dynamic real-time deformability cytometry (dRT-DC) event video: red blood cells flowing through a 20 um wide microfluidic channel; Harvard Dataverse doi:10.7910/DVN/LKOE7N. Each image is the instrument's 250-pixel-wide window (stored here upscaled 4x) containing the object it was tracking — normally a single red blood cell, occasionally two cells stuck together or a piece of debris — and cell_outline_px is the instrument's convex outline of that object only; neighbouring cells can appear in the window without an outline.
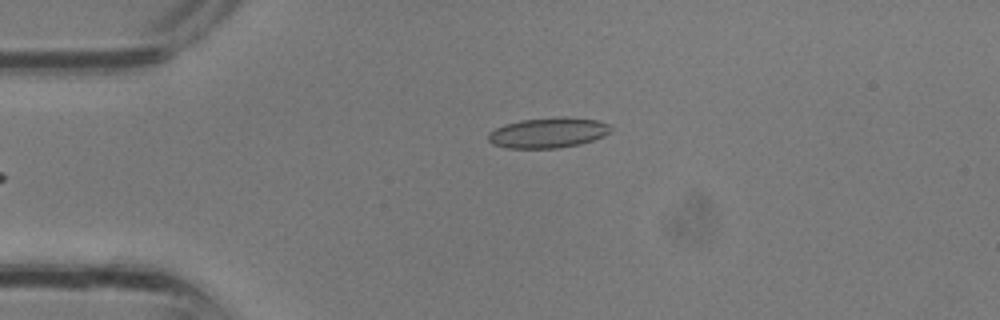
{"species": "common noctule bat (a hibernating species)", "species_latin": "Nyctalus noctula", "temperature_condition": "room temperature", "stored_images_in_passage": 3, "camera_frame_rate_fps": 3000, "um_per_image_px": 0.085, "animal": {"sex": "male", "body_mass_g": 13.3}, "frame": {"image": 1, "passage_image": 2, "time_ms": 0.333, "image_size_px": [1000, 320], "cell_outline_px": [[612, 128], [604, 136], [580, 144], [560, 148], [504, 148], [492, 144], [488, 140], [488, 132], [504, 124], [520, 120], [560, 116], [564, 116], [596, 120], [608, 124]], "centroid_in_image_um": [46.55, 11.28], "position_along_channel_um": 38.4, "area_um2": 21.79}}
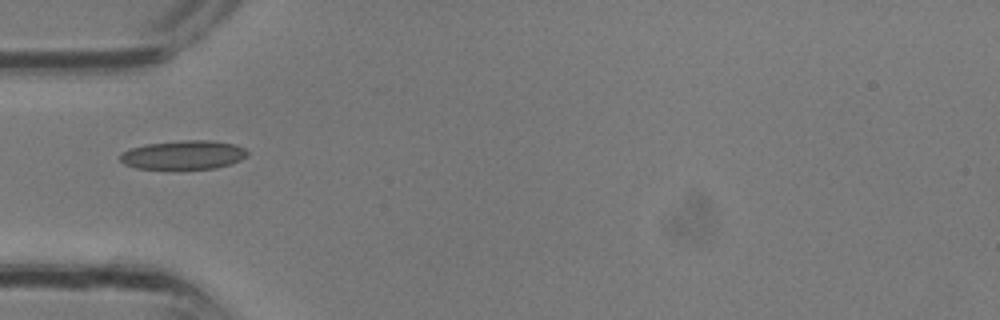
{"frame": {"image": 2, "passage_image": 3, "time_ms": 0.667, "image_size_px": [1000, 320], "cell_outline_px": [[248, 156], [240, 160], [216, 168], [136, 168], [124, 164], [120, 160], [120, 152], [144, 144], [184, 140], [212, 140], [236, 144], [244, 148], [248, 152]], "centroid_in_image_um": [15.6, 13.15], "position_along_channel_um": 69.4, "area_um2": 21.33}}